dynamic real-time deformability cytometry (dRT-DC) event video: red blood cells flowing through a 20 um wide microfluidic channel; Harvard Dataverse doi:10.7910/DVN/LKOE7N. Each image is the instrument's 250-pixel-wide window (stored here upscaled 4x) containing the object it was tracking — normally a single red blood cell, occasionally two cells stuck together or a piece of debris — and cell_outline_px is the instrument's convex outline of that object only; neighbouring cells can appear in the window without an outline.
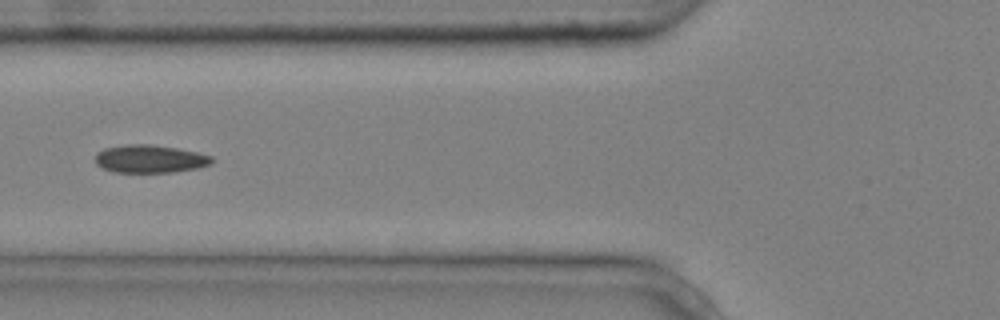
{"species": "common noctule bat (a hibernating species)", "species_latin": "Nyctalus noctula", "temperature_condition": "cold", "stored_images_in_passage": 5, "camera_frame_rate_fps": 3000, "um_per_image_px": 0.085, "animal": {"sex": "male", "body_mass_g": 20.4}, "frame": {"image": 1, "passage_image": 5, "time_ms": 1.333, "image_size_px": [1000, 320], "cell_outline_px": [[212, 164], [200, 168], [172, 172], [112, 172], [96, 164], [96, 152], [104, 148], [128, 144], [148, 144], [176, 148], [196, 152], [212, 156]], "centroid_in_image_um": [12.75, 13.51], "position_along_channel_um": 113.1, "area_um2": 18.96}}